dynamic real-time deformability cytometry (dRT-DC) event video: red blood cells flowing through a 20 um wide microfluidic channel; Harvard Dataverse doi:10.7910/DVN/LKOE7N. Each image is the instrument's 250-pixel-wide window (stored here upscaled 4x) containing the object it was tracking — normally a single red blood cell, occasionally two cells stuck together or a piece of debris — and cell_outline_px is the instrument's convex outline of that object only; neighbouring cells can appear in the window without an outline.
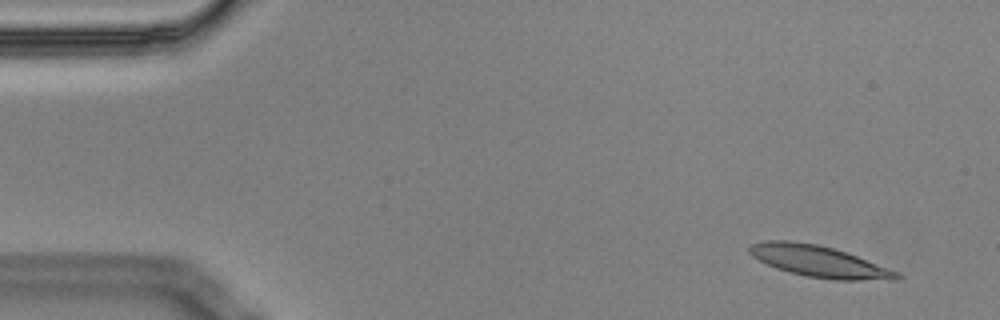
{"species": "Egyptian fruit bat (a non-hibernating species)", "species_latin": "Rousettus aegyptiacus", "temperature_condition": "cold", "stored_images_in_passage": 5, "camera_frame_rate_fps": 3000, "um_per_image_px": 0.085, "animal": {"sex": "male"}, "frame": {"image": 1, "passage_image": 1, "time_ms": 0.0, "image_size_px": [1000, 320], "cell_outline_px": [[904, 276], [900, 280], [832, 280], [808, 276], [788, 272], [776, 268], [752, 256], [748, 252], [748, 248], [752, 244], [764, 240], [788, 240], [816, 244], [832, 248], [856, 256], [900, 272]], "centroid_in_image_um": [69.65, 22.23], "position_along_channel_um": 15.4, "area_um2": 26.93}}